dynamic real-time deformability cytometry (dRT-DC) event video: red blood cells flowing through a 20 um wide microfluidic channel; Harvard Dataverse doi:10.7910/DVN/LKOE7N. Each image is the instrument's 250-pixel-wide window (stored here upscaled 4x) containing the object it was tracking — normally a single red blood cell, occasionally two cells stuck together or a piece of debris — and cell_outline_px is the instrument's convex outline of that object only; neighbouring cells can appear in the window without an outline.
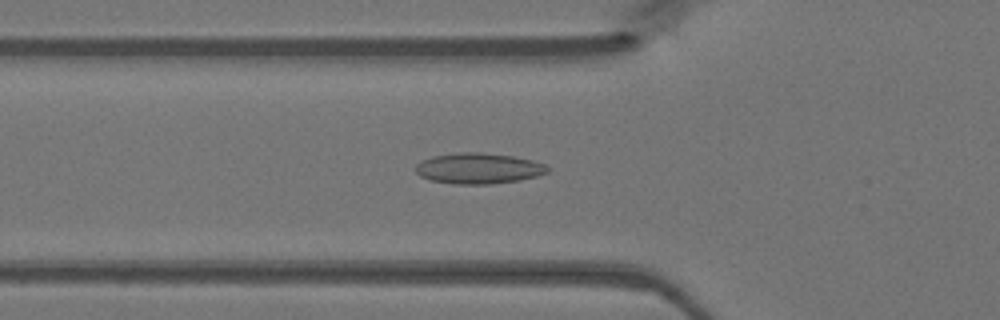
{"species": "Egyptian fruit bat (a non-hibernating species)", "species_latin": "Rousettus aegyptiacus", "temperature_condition": "warm", "stored_images_in_passage": 40, "camera_frame_rate_fps": 3000, "um_per_image_px": 0.085, "animal": {"sex": "female"}, "frame": {"image": 1, "passage_image": 11, "time_ms": 3.333, "image_size_px": [1000, 320], "cell_outline_px": [[548, 172], [536, 176], [520, 180], [488, 184], [456, 184], [432, 180], [420, 176], [416, 172], [416, 164], [420, 160], [432, 156], [460, 152], [480, 152], [512, 156], [532, 160], [544, 164], [548, 168]], "centroid_in_image_um": [40.65, 14.3], "position_along_channel_um": 85.2, "area_um2": 23.52}}
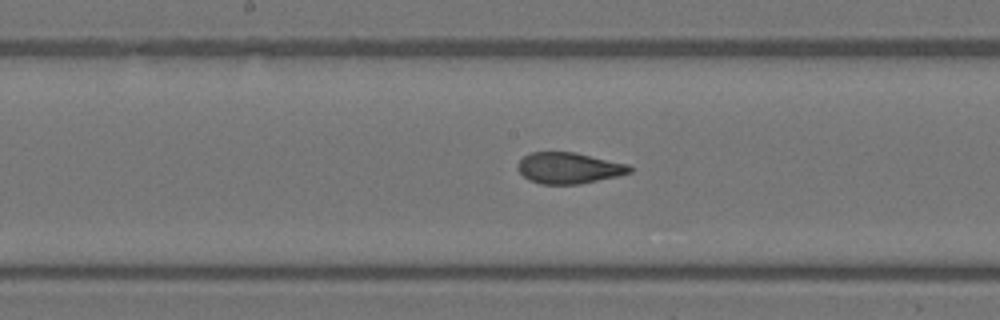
{"frame": {"image": 2, "passage_image": 19, "time_ms": 6.0, "image_size_px": [1000, 320], "cell_outline_px": [[632, 172], [616, 176], [580, 184], [540, 184], [528, 180], [516, 168], [516, 164], [524, 156], [532, 152], [576, 152], [628, 164], [632, 168]], "centroid_in_image_um": [48.33, 14.28], "position_along_channel_um": 199.9, "area_um2": 20.35}}
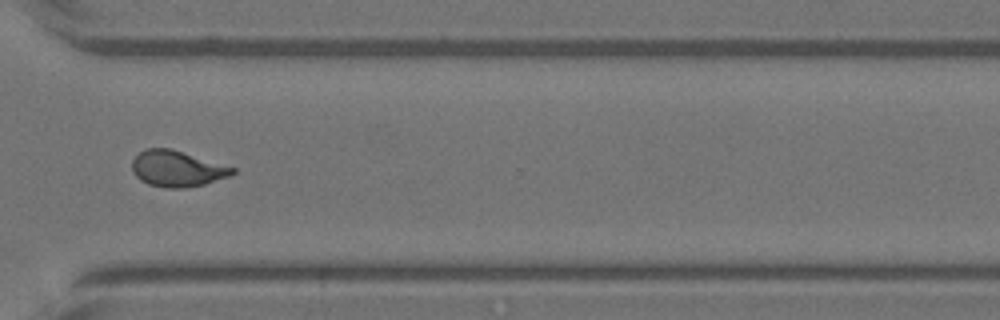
{"frame": {"image": 3, "passage_image": 30, "time_ms": 9.667, "image_size_px": [1000, 320], "cell_outline_px": [[236, 172], [228, 176], [204, 184], [184, 188], [164, 188], [148, 184], [140, 180], [132, 172], [132, 160], [144, 148], [172, 148], [236, 168]], "centroid_in_image_um": [15.03, 14.33], "position_along_channel_um": 355.6, "area_um2": 21.15}}